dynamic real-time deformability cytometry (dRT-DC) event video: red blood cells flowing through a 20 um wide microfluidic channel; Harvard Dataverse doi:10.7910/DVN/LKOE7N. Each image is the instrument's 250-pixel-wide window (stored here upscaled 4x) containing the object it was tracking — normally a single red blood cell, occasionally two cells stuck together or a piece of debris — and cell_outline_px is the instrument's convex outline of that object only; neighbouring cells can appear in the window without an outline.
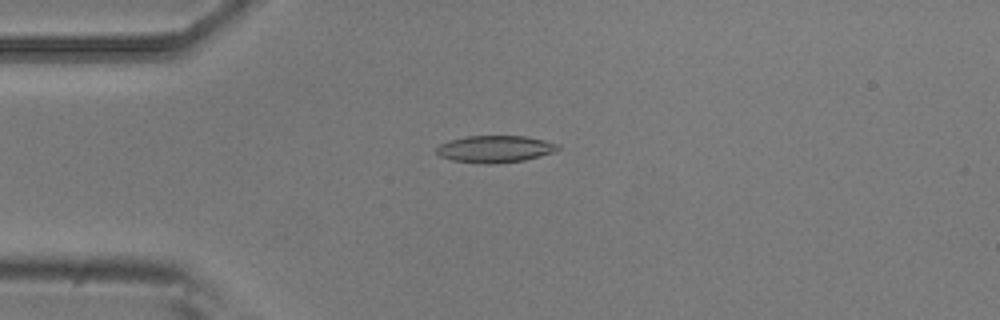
{"species": "common noctule bat (a hibernating species)", "species_latin": "Nyctalus noctula", "temperature_condition": "room temperature", "stored_images_in_passage": 5, "camera_frame_rate_fps": 3000, "um_per_image_px": 0.085, "animal": {"sex": "male", "body_mass_g": 20.5, "forearm_length_mm": 52.5}, "frame": {"image": 1, "passage_image": 4, "time_ms": 1.0, "image_size_px": [1000, 320], "cell_outline_px": [[560, 148], [552, 152], [524, 160], [496, 164], [484, 164], [452, 160], [440, 156], [436, 152], [436, 148], [440, 144], [448, 140], [464, 136], [524, 136], [544, 140], [560, 144]], "centroid_in_image_um": [42.05, 12.66], "position_along_channel_um": 43.0, "area_um2": 19.13}}